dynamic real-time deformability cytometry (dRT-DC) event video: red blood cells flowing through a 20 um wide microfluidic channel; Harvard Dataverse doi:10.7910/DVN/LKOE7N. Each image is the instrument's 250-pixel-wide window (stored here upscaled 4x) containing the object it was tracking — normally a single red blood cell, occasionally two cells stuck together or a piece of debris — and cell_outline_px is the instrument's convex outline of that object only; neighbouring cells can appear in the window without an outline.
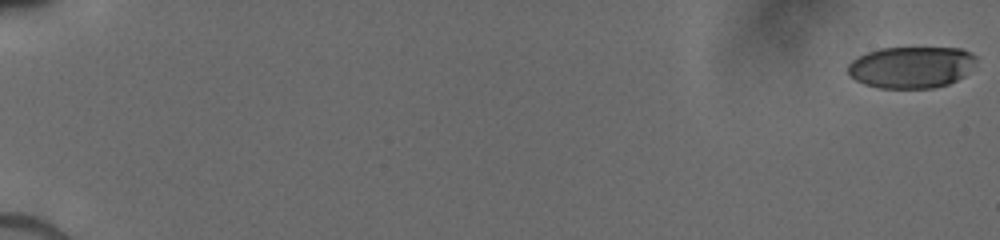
{"species": "human", "species_latin": "Homo sapiens", "temperature_condition": "cold", "stored_images_in_passage": 74, "camera_frame_rate_fps": 3000, "um_per_image_px": 0.085, "donor": {"sex": "male"}, "frame": {"image": 1, "passage_image": 1, "time_ms": 0.0, "image_size_px": [1000, 240], "cell_outline_px": [[976, 60], [964, 76], [948, 84], [932, 88], [880, 88], [864, 84], [856, 80], [848, 72], [848, 64], [852, 60], [868, 52], [880, 48], [960, 48], [972, 52], [976, 56]], "centroid_in_image_um": [77.46, 5.71], "position_along_channel_um": 7.5, "area_um2": 30.98}}
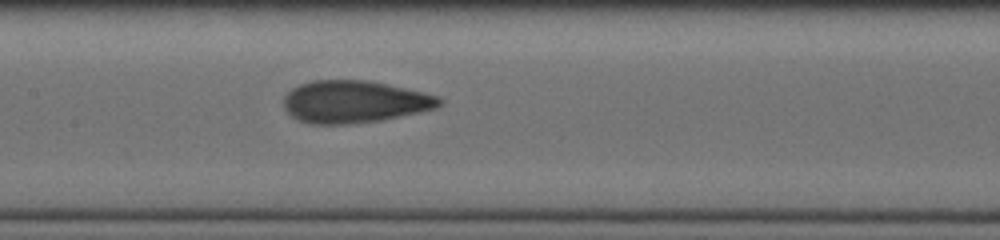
{"frame": {"image": 2, "passage_image": 40, "time_ms": 9.333, "image_size_px": [1000, 240], "cell_outline_px": [[444, 100], [436, 108], [380, 120], [348, 124], [312, 124], [300, 120], [292, 116], [284, 108], [284, 96], [292, 88], [300, 84], [312, 80], [368, 80], [388, 84], [424, 92], [436, 96]], "centroid_in_image_um": [30.1, 8.64], "position_along_channel_um": 177.3, "area_um2": 38.15}}
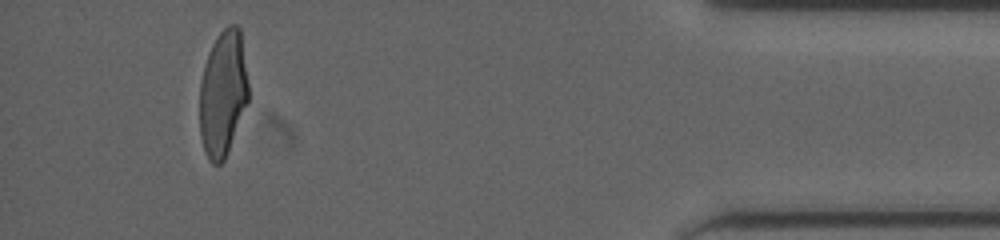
{"frame": {"image": 3, "passage_image": 69, "time_ms": 16.333, "image_size_px": [1000, 240], "cell_outline_px": [[248, 100], [228, 152], [224, 160], [220, 164], [212, 164], [208, 160], [204, 152], [200, 136], [200, 80], [204, 64], [208, 52], [216, 36], [228, 24], [236, 24], [240, 28], [248, 84]], "centroid_in_image_um": [18.93, 7.94], "position_along_channel_um": 416.3, "area_um2": 35.95}}